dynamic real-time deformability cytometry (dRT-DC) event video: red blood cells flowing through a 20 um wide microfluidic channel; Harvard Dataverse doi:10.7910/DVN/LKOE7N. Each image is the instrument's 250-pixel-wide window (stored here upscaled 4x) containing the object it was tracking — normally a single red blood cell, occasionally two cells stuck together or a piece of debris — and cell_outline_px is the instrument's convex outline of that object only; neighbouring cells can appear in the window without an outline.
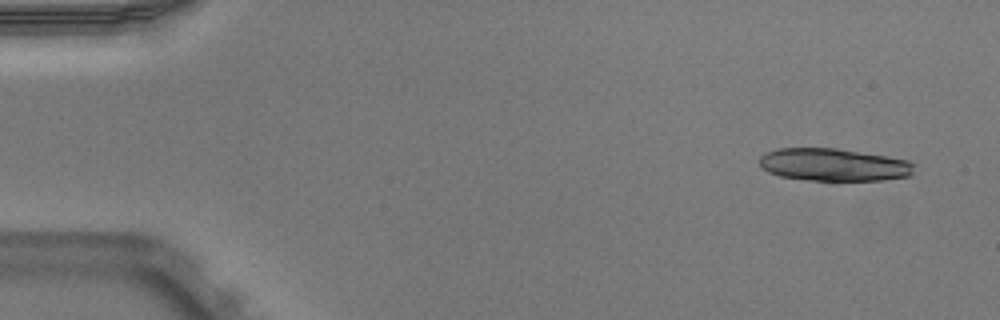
{"species": "Egyptian fruit bat (a non-hibernating species)", "species_latin": "Rousettus aegyptiacus", "temperature_condition": "warm", "stored_images_in_passage": 13, "camera_frame_rate_fps": 3000, "um_per_image_px": 0.085, "animal": {"sex": "male"}, "frame": {"image": 1, "passage_image": 1, "time_ms": 0.0, "image_size_px": [1000, 320], "cell_outline_px": [[916, 164], [912, 176], [880, 180], [812, 180], [780, 176], [768, 172], [760, 164], [760, 156], [764, 152], [780, 148], [836, 148], [888, 156], [908, 160]], "centroid_in_image_um": [70.91, 13.99], "position_along_channel_um": 14.1, "area_um2": 29.48}}